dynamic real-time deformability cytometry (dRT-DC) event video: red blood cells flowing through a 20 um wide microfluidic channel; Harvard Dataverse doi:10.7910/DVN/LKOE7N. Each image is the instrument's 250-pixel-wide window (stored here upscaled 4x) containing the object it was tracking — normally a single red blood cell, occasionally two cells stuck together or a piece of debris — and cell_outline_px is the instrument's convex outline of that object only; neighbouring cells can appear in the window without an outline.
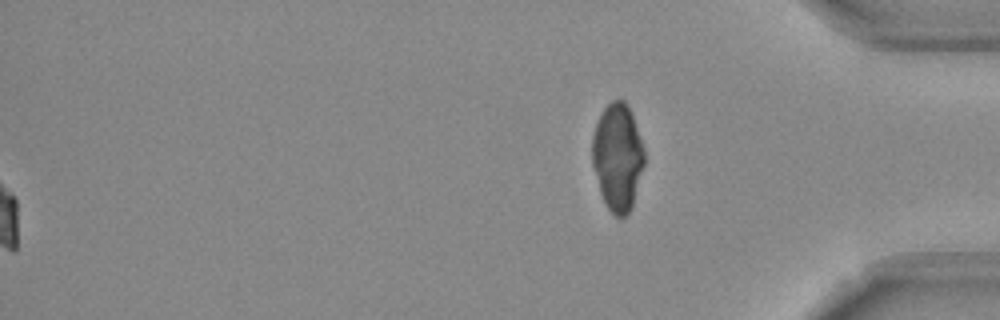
{"species": "Egyptian fruit bat (a non-hibernating species)", "species_latin": "Rousettus aegyptiacus", "temperature_condition": "room temperature", "stored_images_in_passage": 54, "segment_of_instrument_passage": [2, 2], "camera_frame_rate_fps": 3000, "um_per_image_px": 0.085, "frame": {"image": 1, "passage_image": 54, "time_ms": 17.667, "image_size_px": [1000, 320], "cell_outline_px": [[644, 164], [632, 208], [624, 216], [616, 216], [608, 208], [600, 192], [592, 164], [592, 136], [596, 124], [604, 108], [612, 100], [624, 100], [628, 104], [632, 112], [644, 148]], "centroid_in_image_um": [52.5, 13.32], "position_along_channel_um": 382.7, "area_um2": 32.48}}